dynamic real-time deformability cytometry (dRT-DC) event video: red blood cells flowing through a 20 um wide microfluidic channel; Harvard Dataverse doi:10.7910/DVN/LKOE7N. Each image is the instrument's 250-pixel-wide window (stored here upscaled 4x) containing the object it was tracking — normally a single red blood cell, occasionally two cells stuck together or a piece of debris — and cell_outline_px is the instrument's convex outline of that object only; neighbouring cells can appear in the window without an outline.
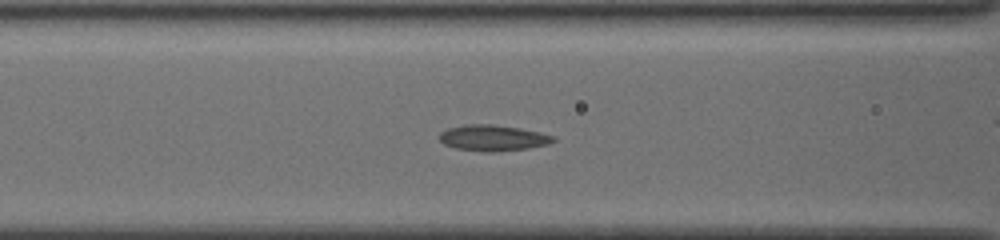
{"species": "common noctule bat (a hibernating species)", "species_latin": "Nyctalus noctula", "temperature_condition": "cold", "stored_images_in_passage": 51, "camera_frame_rate_fps": 3000, "um_per_image_px": 0.085, "animal": {"sex": "female", "body_mass_g": 19.5, "forearm_length_mm": 54.1}, "frame": {"image": 1, "passage_image": 20, "time_ms": 6.333, "image_size_px": [1000, 240], "cell_outline_px": [[556, 140], [548, 144], [528, 148], [500, 152], [484, 152], [456, 148], [444, 144], [440, 140], [440, 132], [448, 128], [468, 124], [492, 124], [520, 128], [540, 132], [556, 136]], "centroid_in_image_um": [41.93, 11.73], "position_along_channel_um": 124.7, "area_um2": 17.34}}
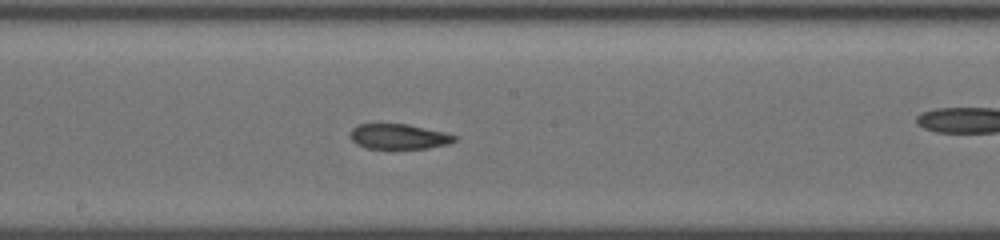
{"frame": {"image": 2, "passage_image": 27, "time_ms": 8.667, "image_size_px": [1000, 240], "cell_outline_px": [[456, 140], [448, 144], [428, 148], [364, 148], [356, 144], [352, 140], [352, 128], [360, 124], [408, 124], [444, 132], [456, 136]], "centroid_in_image_um": [33.9, 11.61], "position_along_channel_um": 214.3, "area_um2": 15.09}}
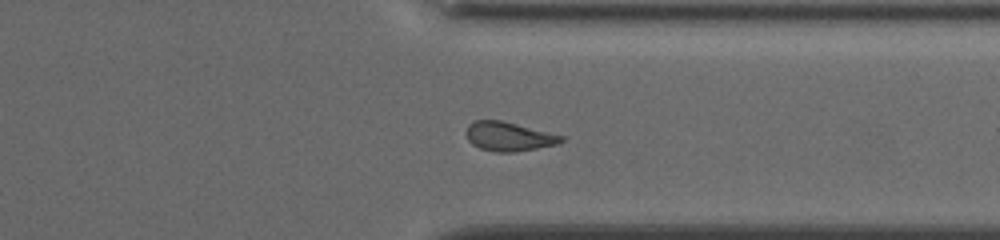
{"frame": {"image": 3, "passage_image": 39, "time_ms": 12.667, "image_size_px": [1000, 240], "cell_outline_px": [[564, 140], [556, 144], [516, 152], [496, 152], [480, 148], [472, 144], [468, 140], [464, 132], [468, 124], [476, 120], [500, 120], [564, 136]], "centroid_in_image_um": [43.19, 11.6], "position_along_channel_um": 368.2, "area_um2": 16.01}, "authors_computed_cell_mechanics": {"area_um2": 16.473, "velocity_mm_per_s": 3.8366, "shape_relaxation_time_tau1_ms": null, "shape_relaxation_time_tau2_ms": 2.9548, "deformation_change_tau1": null, "deformation_change_tau2": 0.112}}